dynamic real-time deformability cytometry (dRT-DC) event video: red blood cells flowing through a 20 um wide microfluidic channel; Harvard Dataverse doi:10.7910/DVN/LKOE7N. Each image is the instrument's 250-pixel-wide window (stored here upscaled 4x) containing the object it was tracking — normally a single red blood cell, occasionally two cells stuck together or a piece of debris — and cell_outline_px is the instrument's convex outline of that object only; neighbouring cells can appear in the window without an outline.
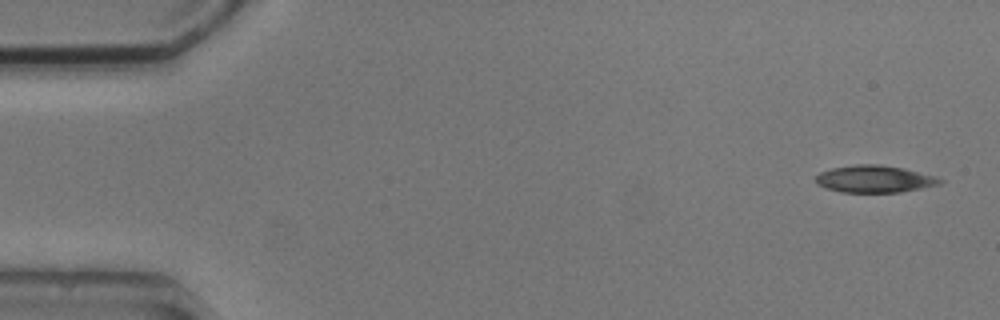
{"species": "common noctule bat (a hibernating species)", "species_latin": "Nyctalus noctula", "temperature_condition": "cold", "stored_images_in_passage": 5, "camera_frame_rate_fps": 3000, "um_per_image_px": 0.085, "animal": {"sex": "male", "body_mass_g": 20.5, "forearm_length_mm": 52.5}, "frame": {"image": 1, "passage_image": 1, "time_ms": 0.0, "image_size_px": [1000, 320], "cell_outline_px": [[944, 180], [940, 184], [900, 192], [840, 192], [816, 184], [816, 176], [820, 172], [832, 168], [856, 164], [876, 164], [904, 168], [936, 176]], "centroid_in_image_um": [74.34, 15.21], "position_along_channel_um": 10.7, "area_um2": 19.54}}